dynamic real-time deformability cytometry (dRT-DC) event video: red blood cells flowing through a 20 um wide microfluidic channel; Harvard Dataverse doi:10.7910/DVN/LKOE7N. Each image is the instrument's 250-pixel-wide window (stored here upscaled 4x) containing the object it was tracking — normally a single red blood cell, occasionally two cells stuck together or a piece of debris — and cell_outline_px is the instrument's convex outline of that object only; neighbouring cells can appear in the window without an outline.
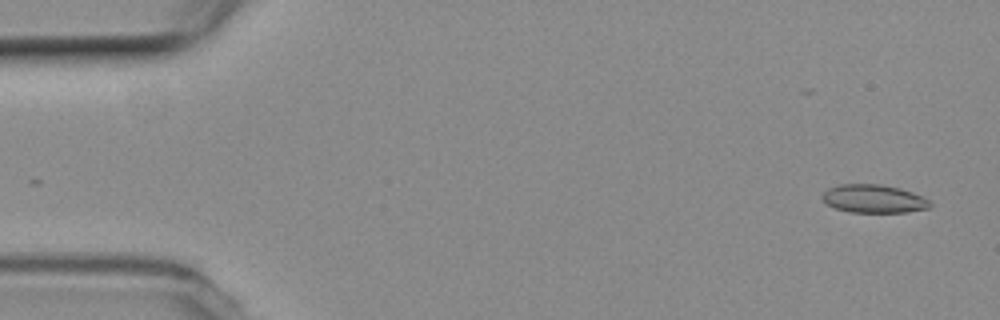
{"species": "common noctule bat (a hibernating species)", "species_latin": "Nyctalus noctula", "temperature_condition": "room temperature", "stored_images_in_passage": 4, "segment_of_instrument_passage": [2, 2], "camera_frame_rate_fps": 3000, "um_per_image_px": 0.085, "animal": {"sex": "female", "body_mass_g": 19.3, "forearm_length_mm": 54.1}, "frame": {"image": 1, "passage_image": 4, "time_ms": 1.0, "image_size_px": [1000, 320], "cell_outline_px": [[932, 204], [928, 208], [908, 212], [848, 212], [836, 208], [828, 204], [820, 196], [828, 188], [840, 184], [880, 184], [900, 188], [912, 192], [928, 200]], "centroid_in_image_um": [74.25, 16.89], "position_along_channel_um": 10.8, "area_um2": 17.63}}